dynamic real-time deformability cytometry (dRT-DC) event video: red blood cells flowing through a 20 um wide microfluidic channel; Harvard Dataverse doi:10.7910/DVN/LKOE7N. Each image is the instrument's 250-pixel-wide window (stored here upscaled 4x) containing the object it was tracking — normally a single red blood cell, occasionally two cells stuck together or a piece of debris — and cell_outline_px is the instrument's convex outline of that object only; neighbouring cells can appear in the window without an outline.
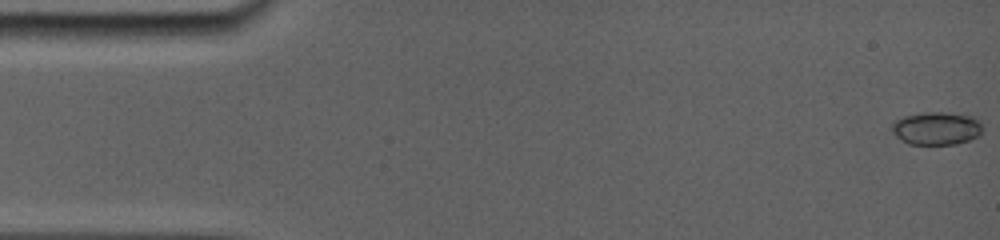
{"species": "common noctule bat (a hibernating species)", "species_latin": "Nyctalus noctula", "temperature_condition": "room temperature", "stored_images_in_passage": 82, "camera_frame_rate_fps": 5000, "um_per_image_px": 0.085, "animal": {"sex": "female", "body_mass_g": 19.0, "forearm_length_mm": 56.7}, "frame": {"image": 1, "passage_image": 1, "time_ms": 0.0, "image_size_px": [1000, 240], "cell_outline_px": [[980, 132], [976, 136], [968, 140], [952, 144], [912, 144], [904, 140], [892, 128], [900, 120], [908, 116], [932, 112], [936, 112], [964, 116], [976, 120], [980, 124]], "centroid_in_image_um": [79.64, 10.94], "position_along_channel_um": 5.4, "area_um2": 15.9}}
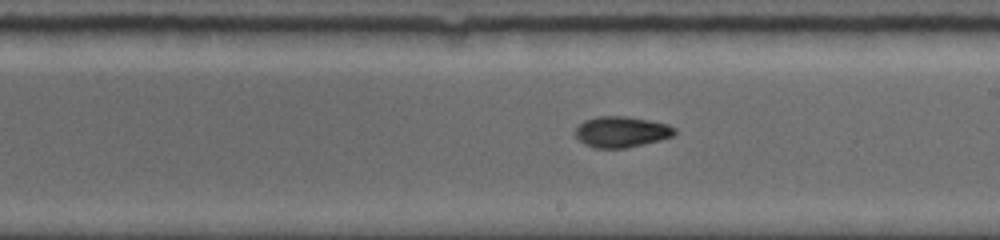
{"frame": {"image": 2, "passage_image": 48, "time_ms": 9.4, "image_size_px": [1000, 240], "cell_outline_px": [[676, 132], [672, 136], [660, 140], [624, 148], [596, 148], [584, 144], [576, 136], [576, 128], [584, 120], [596, 116], [624, 116], [648, 120], [668, 124], [676, 128]], "centroid_in_image_um": [52.82, 11.2], "position_along_channel_um": 236.2, "area_um2": 17.74}}
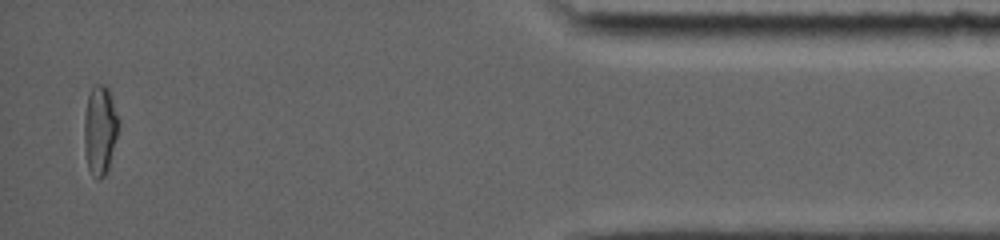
{"frame": {"image": 3, "passage_image": 80, "time_ms": 15.8, "image_size_px": [1000, 240], "cell_outline_px": [[120, 120], [108, 172], [100, 180], [96, 180], [92, 176], [88, 168], [84, 144], [84, 116], [88, 96], [92, 88], [96, 84], [104, 84], [108, 88]], "centroid_in_image_um": [8.5, 11.09], "position_along_channel_um": 426.7, "area_um2": 18.09}}